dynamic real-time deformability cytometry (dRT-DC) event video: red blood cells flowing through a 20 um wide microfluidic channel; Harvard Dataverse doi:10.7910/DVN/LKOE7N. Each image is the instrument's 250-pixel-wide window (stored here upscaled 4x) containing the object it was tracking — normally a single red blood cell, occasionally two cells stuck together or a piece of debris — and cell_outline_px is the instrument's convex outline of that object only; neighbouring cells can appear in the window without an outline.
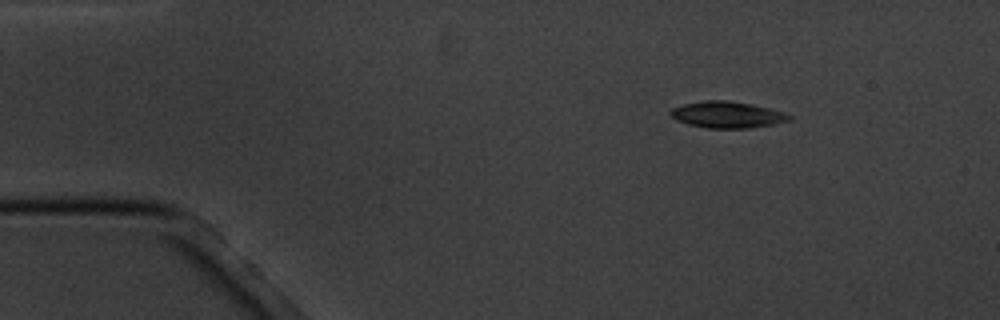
{"species": "common noctule bat (a hibernating species)", "species_latin": "Nyctalus noctula", "temperature_condition": "cold", "stored_images_in_passage": 16, "camera_frame_rate_fps": 3000, "um_per_image_px": 0.085, "animal": {"sex": "male", "body_mass_g": 20.1, "forearm_length_mm": 53.5}, "frame": {"image": 1, "passage_image": 2, "time_ms": 1.333, "image_size_px": [1000, 320], "cell_outline_px": [[792, 120], [776, 124], [748, 128], [708, 128], [688, 124], [676, 120], [668, 112], [672, 108], [684, 104], [704, 100], [728, 100], [752, 104], [784, 112], [792, 116]], "centroid_in_image_um": [61.83, 9.75], "position_along_channel_um": 23.2, "area_um2": 18.38}}
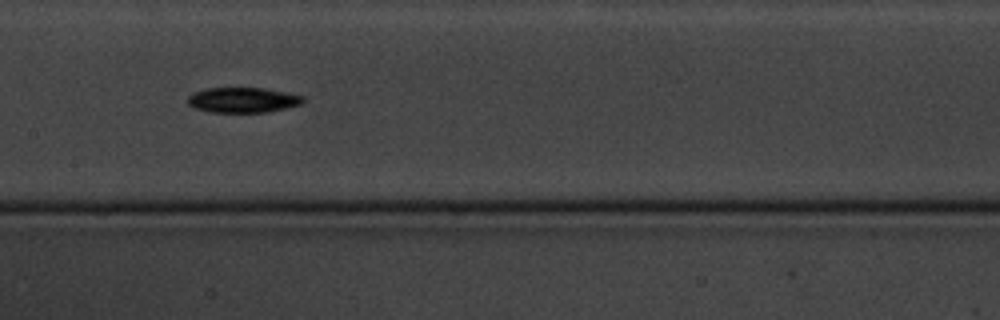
{"frame": {"image": 2, "passage_image": 8, "time_ms": 8.0, "image_size_px": [1000, 320], "cell_outline_px": [[304, 100], [300, 104], [268, 112], [212, 112], [196, 108], [188, 104], [188, 96], [192, 92], [208, 88], [264, 88], [288, 92], [304, 96]], "centroid_in_image_um": [20.64, 8.49], "position_along_channel_um": 186.8, "area_um2": 16.88}}
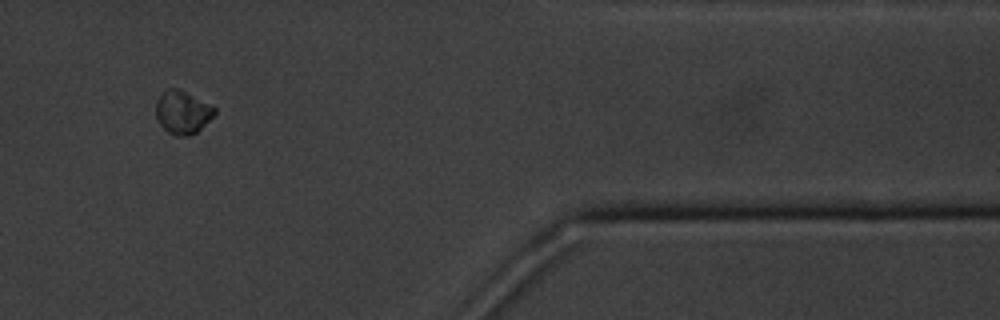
{"frame": {"image": 3, "passage_image": 14, "time_ms": 15.0, "image_size_px": [1000, 320], "cell_outline_px": [[216, 112], [196, 132], [184, 136], [176, 136], [168, 132], [160, 124], [156, 116], [156, 100], [168, 88], [180, 88], [216, 108]], "centroid_in_image_um": [15.49, 9.52], "position_along_channel_um": 395.9, "area_um2": 14.45}, "authors_computed_cell_mechanics": {"area_um2": 16.8776, "velocity_mm_per_s": 3.4451, "shape_relaxation_time_tau1_ms": 1.4275, "shape_relaxation_time_tau2_ms": null, "deformation_change_tau1": 0.0899, "deformation_change_tau2": null}}